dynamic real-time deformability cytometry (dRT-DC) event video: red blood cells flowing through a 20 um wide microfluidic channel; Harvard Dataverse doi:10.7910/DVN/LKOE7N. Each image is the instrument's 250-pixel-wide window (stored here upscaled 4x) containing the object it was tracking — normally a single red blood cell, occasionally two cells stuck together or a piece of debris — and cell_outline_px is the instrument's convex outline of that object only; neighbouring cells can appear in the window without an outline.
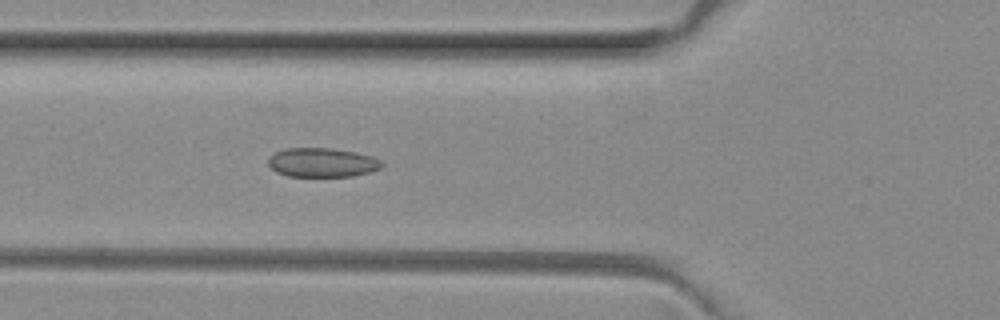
{"species": "common noctule bat (a hibernating species)", "species_latin": "Nyctalus noctula", "temperature_condition": "room temperature", "stored_images_in_passage": 5, "camera_frame_rate_fps": 3000, "um_per_image_px": 0.085, "animal": {"sex": "female", "body_mass_g": 29.2, "forearm_length_mm": 56.3}, "frame": {"image": 1, "passage_image": 5, "time_ms": 1.333, "image_size_px": [1000, 320], "cell_outline_px": [[384, 164], [380, 168], [368, 172], [352, 176], [288, 176], [276, 172], [268, 164], [268, 160], [276, 152], [284, 148], [332, 148], [356, 152], [372, 156], [380, 160]], "centroid_in_image_um": [27.39, 13.81], "position_along_channel_um": 98.4, "area_um2": 19.19}}